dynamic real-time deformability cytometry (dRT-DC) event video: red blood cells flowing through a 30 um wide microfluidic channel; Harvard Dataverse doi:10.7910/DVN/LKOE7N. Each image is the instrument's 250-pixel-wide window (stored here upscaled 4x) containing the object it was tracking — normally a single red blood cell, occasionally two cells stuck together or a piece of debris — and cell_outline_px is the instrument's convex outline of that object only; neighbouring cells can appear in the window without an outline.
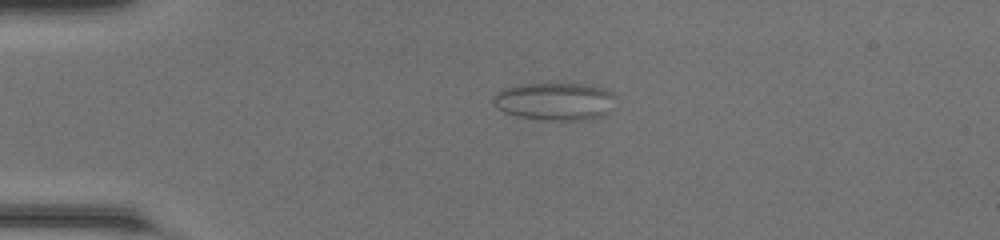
{"species": "common noctule bat (a hibernating species)", "species_latin": "Nyctalus noctula", "temperature_condition": "room temperature", "stored_images_in_passage": 38, "camera_frame_rate_fps": 3000, "um_per_image_px": 0.085, "animal": {"sex": "female", "body_mass_g": 20.0, "forearm_length_mm": 54.0}, "frame": {"image": 1, "passage_image": 1, "time_ms": 0.0, "image_size_px": [1000, 240], "cell_outline_px": [[616, 108], [612, 112], [600, 116], [572, 120], [552, 120], [520, 116], [504, 112], [496, 108], [492, 104], [492, 96], [496, 92], [504, 88], [516, 84], [588, 84], [604, 88], [612, 92], [616, 96]], "centroid_in_image_um": [47.2, 8.6], "position_along_channel_um": 37.8, "area_um2": 27.22}}
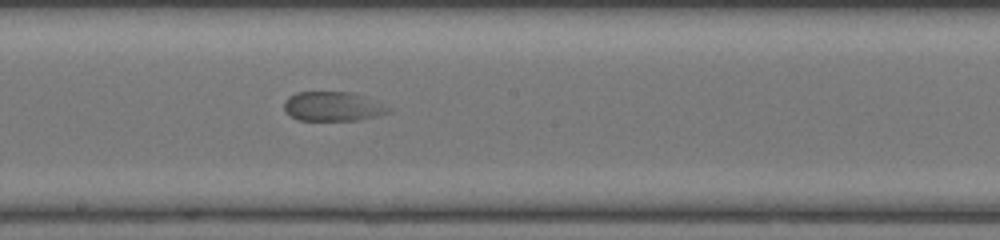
{"frame": {"image": 2, "passage_image": 17, "time_ms": 5.333, "image_size_px": [1000, 240], "cell_outline_px": [[392, 112], [376, 116], [356, 120], [296, 120], [284, 108], [284, 100], [288, 96], [296, 92], [356, 92], [392, 108]], "centroid_in_image_um": [28.31, 9.03], "position_along_channel_um": 219.9, "area_um2": 17.98}}
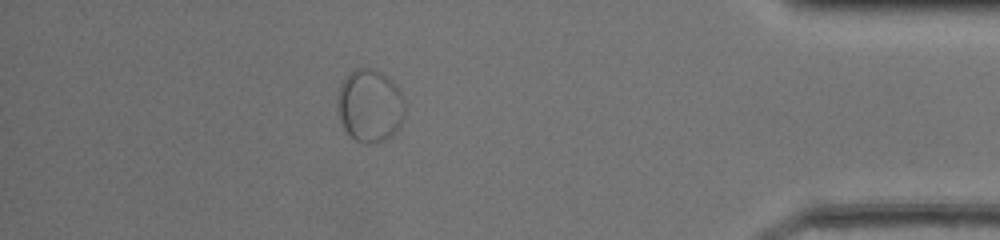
{"frame": {"image": 3, "passage_image": 33, "time_ms": 10.667, "image_size_px": [1000, 240], "cell_outline_px": [[404, 116], [400, 124], [392, 136], [376, 144], [364, 144], [356, 140], [344, 128], [340, 120], [336, 100], [340, 84], [344, 76], [356, 68], [368, 68], [380, 72], [392, 80], [396, 84], [404, 100]], "centroid_in_image_um": [31.42, 8.98], "position_along_channel_um": 403.8, "area_um2": 28.78}}